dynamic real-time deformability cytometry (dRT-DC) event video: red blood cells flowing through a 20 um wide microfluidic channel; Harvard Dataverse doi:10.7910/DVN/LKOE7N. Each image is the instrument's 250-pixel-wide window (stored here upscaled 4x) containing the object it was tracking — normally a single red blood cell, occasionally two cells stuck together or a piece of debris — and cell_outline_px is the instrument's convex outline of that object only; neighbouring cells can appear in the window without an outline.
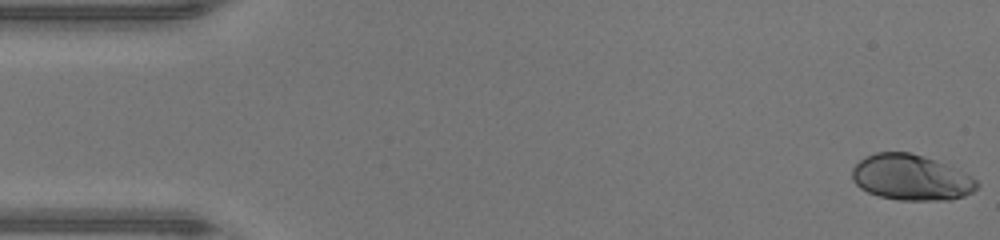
{"species": "human", "species_latin": "Homo sapiens", "temperature_condition": "warm", "stored_images_in_passage": 47, "camera_frame_rate_fps": 3000, "um_per_image_px": 0.085, "donor": {"sex": "male"}, "frame": {"image": 1, "passage_image": 1, "time_ms": 0.0, "image_size_px": [1000, 240], "cell_outline_px": [[980, 184], [972, 192], [964, 196], [952, 200], [896, 200], [880, 196], [868, 192], [860, 188], [852, 180], [852, 168], [864, 156], [876, 152], [908, 152], [924, 156], [936, 160], [972, 176]], "centroid_in_image_um": [77.43, 15.09], "position_along_channel_um": 7.6, "area_um2": 33.35}}
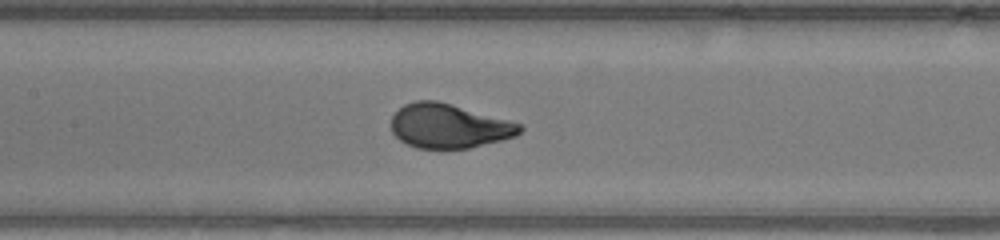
{"frame": {"image": 2, "passage_image": 22, "time_ms": 7.0, "image_size_px": [1000, 240], "cell_outline_px": [[524, 128], [516, 136], [468, 148], [416, 148], [400, 140], [392, 132], [392, 116], [404, 104], [416, 100], [436, 100], [452, 104], [508, 120], [520, 124]], "centroid_in_image_um": [38.14, 10.7], "position_along_channel_um": 169.3, "area_um2": 32.83}}
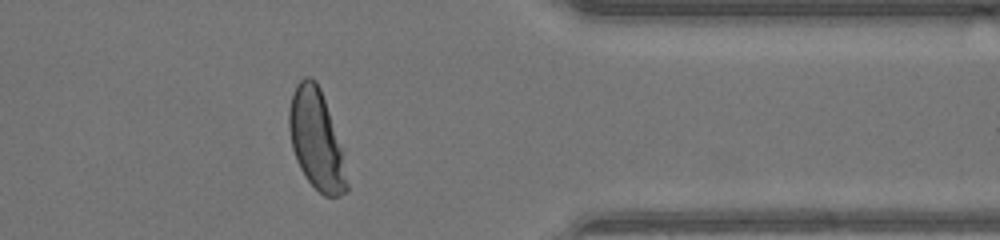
{"frame": {"image": 3, "passage_image": 38, "time_ms": 12.333, "image_size_px": [1000, 240], "cell_outline_px": [[348, 192], [340, 196], [324, 196], [304, 176], [296, 160], [292, 148], [288, 128], [288, 108], [292, 92], [296, 84], [304, 76], [312, 76], [316, 80], [320, 88], [344, 148], [348, 184]], "centroid_in_image_um": [26.91, 11.86], "position_along_channel_um": 384.5, "area_um2": 34.51}, "authors_computed_cell_mechanics": {"area_um2": 33.4084, "velocity_mm_per_s": 4.3654, "shape_relaxation_time_tau1_ms": 2.67, "shape_relaxation_time_tau2_ms": null, "deformation_change_tau1": 0.1735, "deformation_change_tau2": null}}